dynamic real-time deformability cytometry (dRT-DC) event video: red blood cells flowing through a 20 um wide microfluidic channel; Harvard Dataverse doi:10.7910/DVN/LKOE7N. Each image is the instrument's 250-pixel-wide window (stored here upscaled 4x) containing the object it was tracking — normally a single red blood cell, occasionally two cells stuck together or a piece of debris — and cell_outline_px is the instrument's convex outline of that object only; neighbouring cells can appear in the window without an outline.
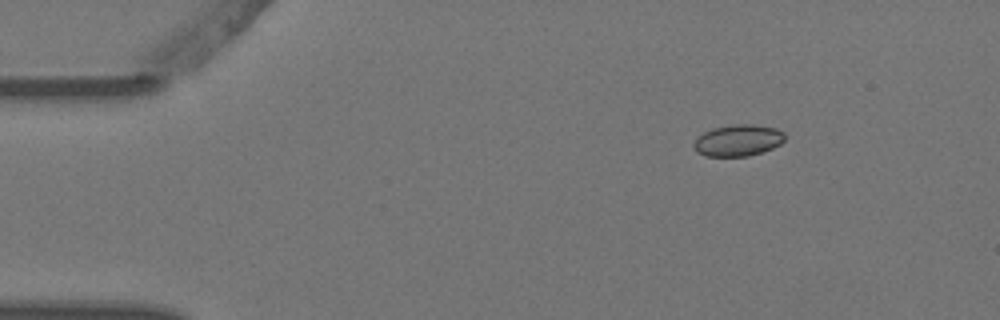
{"species": "Egyptian fruit bat (a non-hibernating species)", "species_latin": "Rousettus aegyptiacus", "temperature_condition": "warm", "stored_images_in_passage": 7, "camera_frame_rate_fps": 3000, "um_per_image_px": 0.085, "animal": {"sex": "female"}, "frame": {"image": 1, "passage_image": 2, "time_ms": 0.333, "image_size_px": [1000, 320], "cell_outline_px": [[784, 140], [780, 144], [772, 148], [748, 156], [704, 156], [696, 152], [692, 148], [692, 144], [704, 132], [712, 128], [732, 124], [752, 124], [776, 128], [784, 132]], "centroid_in_image_um": [62.7, 11.93], "position_along_channel_um": 22.3, "area_um2": 16.76}}
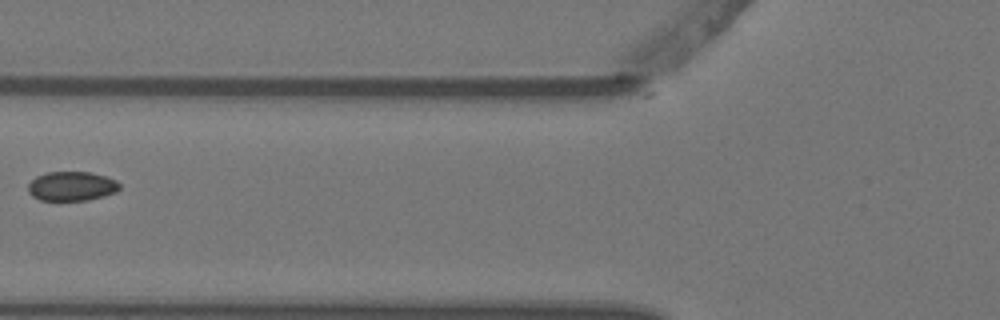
{"frame": {"image": 2, "passage_image": 6, "time_ms": 1.667, "image_size_px": [1000, 320], "cell_outline_px": [[120, 188], [116, 192], [104, 196], [88, 200], [40, 200], [32, 196], [28, 192], [28, 184], [36, 176], [48, 172], [88, 172], [104, 176], [116, 180], [120, 184]], "centroid_in_image_um": [6.09, 15.83], "position_along_channel_um": 119.7, "area_um2": 15.61}}
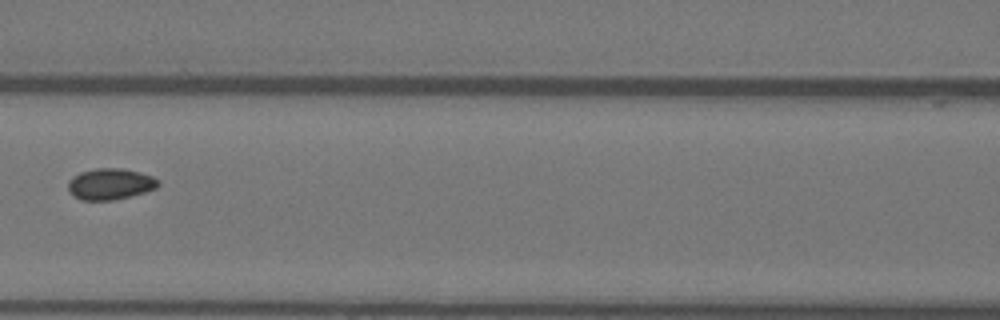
{"frame": {"image": 3, "passage_image": 7, "time_ms": 2.0, "image_size_px": [1000, 320], "cell_outline_px": [[160, 184], [156, 188], [144, 192], [112, 200], [80, 200], [72, 196], [68, 188], [68, 180], [72, 176], [80, 172], [96, 168], [124, 168], [140, 172], [152, 176], [160, 180]], "centroid_in_image_um": [9.35, 15.63], "position_along_channel_um": 157.2, "area_um2": 16.53}}